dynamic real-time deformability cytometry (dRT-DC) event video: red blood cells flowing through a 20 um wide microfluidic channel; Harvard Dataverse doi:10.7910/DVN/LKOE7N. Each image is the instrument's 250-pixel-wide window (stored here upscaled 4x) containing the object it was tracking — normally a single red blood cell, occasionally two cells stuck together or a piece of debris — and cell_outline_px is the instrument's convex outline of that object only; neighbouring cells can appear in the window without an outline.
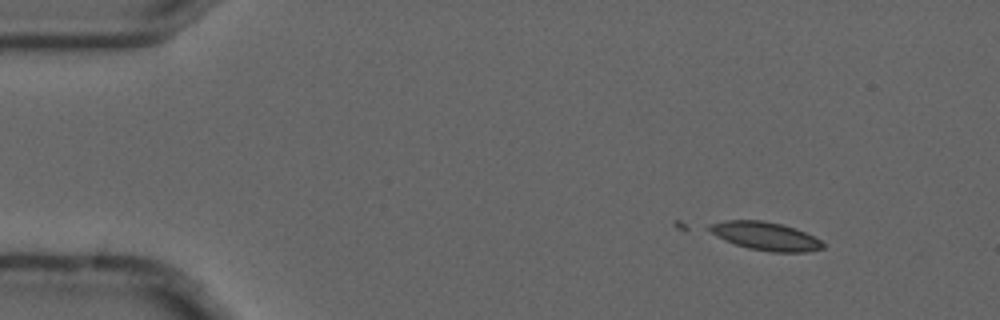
{"species": "common noctule bat (a hibernating species)", "species_latin": "Nyctalus noctula", "temperature_condition": "cold", "stored_images_in_passage": 5, "camera_frame_rate_fps": 3000, "um_per_image_px": 0.085, "animal": {"sex": "male", "forearm_length_mm": 52.5}, "frame": {"image": 1, "passage_image": 2, "time_ms": 0.333, "image_size_px": [1000, 320], "cell_outline_px": [[824, 248], [808, 252], [772, 252], [748, 248], [724, 240], [716, 236], [704, 228], [708, 224], [724, 220], [760, 220], [780, 224], [796, 228], [820, 240], [824, 244]], "centroid_in_image_um": [65.01, 20.06], "position_along_channel_um": 20.0, "area_um2": 18.79}}